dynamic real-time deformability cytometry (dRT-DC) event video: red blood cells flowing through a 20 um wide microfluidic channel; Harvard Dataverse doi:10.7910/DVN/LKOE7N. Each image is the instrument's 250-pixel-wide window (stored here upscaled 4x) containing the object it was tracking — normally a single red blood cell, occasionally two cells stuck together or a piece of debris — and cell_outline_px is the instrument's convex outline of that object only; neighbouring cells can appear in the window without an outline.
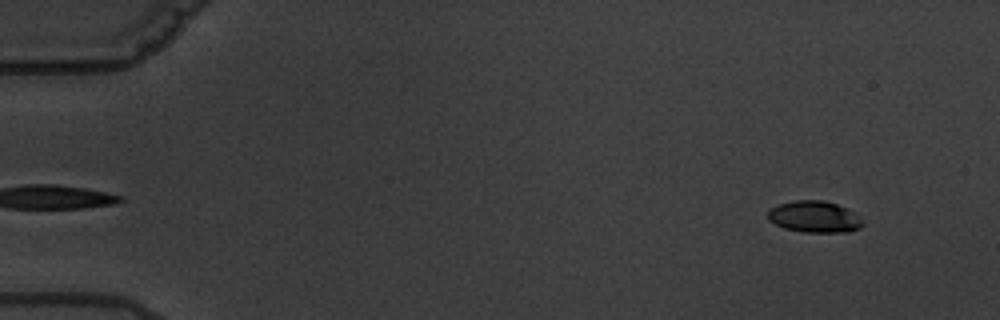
{"species": "common noctule bat (a hibernating species)", "species_latin": "Nyctalus noctula", "temperature_condition": "warm", "stored_images_in_passage": 4, "camera_frame_rate_fps": 3000, "um_per_image_px": 0.085, "animal": {"sex": "male", "body_mass_g": 19.5, "forearm_length_mm": 54.6}, "frame": {"image": 1, "passage_image": 4, "time_ms": 4.333, "image_size_px": [1000, 320], "cell_outline_px": [[864, 224], [860, 228], [848, 232], [804, 232], [784, 228], [768, 220], [768, 208], [776, 204], [796, 200], [824, 200], [848, 208], [860, 216]], "centroid_in_image_um": [69.23, 18.42], "position_along_channel_um": 15.8, "area_um2": 17.69}}